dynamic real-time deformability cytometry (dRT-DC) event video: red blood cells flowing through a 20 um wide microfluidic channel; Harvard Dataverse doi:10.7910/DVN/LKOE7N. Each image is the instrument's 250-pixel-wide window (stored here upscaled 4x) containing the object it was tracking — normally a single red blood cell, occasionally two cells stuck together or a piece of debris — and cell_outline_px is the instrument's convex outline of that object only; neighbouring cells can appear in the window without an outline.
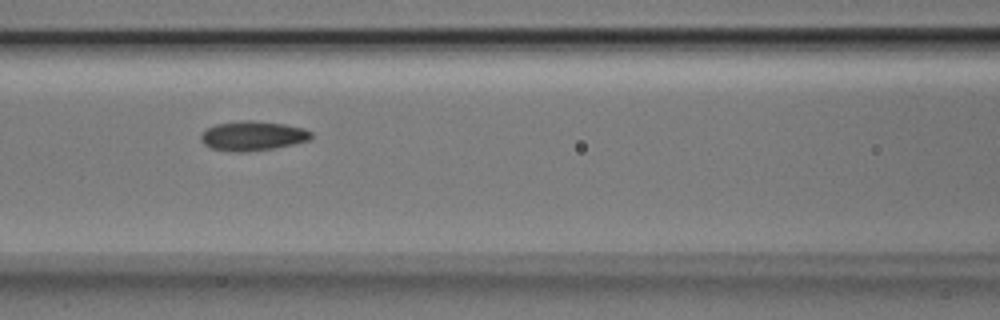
{"species": "Egyptian fruit bat (a non-hibernating species)", "species_latin": "Rousettus aegyptiacus", "temperature_condition": "room temperature", "stored_images_in_passage": 6, "camera_frame_rate_fps": 3000, "um_per_image_px": 0.085, "animal": {"sex": "male"}, "frame": {"image": 1, "passage_image": 4, "time_ms": 1.0, "image_size_px": [1000, 320], "cell_outline_px": [[312, 136], [308, 140], [292, 144], [272, 148], [248, 152], [232, 152], [212, 148], [204, 144], [200, 140], [200, 136], [208, 128], [216, 124], [244, 120], [252, 120], [284, 124], [304, 128], [312, 132]], "centroid_in_image_um": [21.47, 11.55], "position_along_channel_um": 145.1, "area_um2": 18.84}}
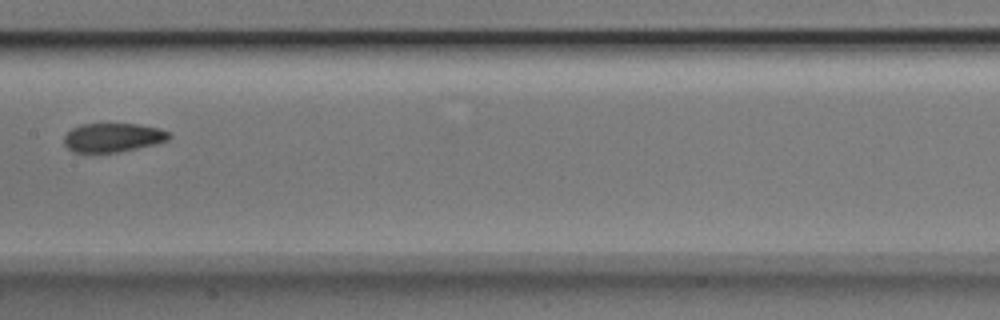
{"frame": {"image": 2, "passage_image": 5, "time_ms": 1.333, "image_size_px": [1000, 320], "cell_outline_px": [[172, 136], [168, 140], [156, 144], [120, 152], [72, 152], [64, 144], [64, 136], [72, 128], [84, 124], [136, 124], [160, 128], [168, 132]], "centroid_in_image_um": [9.61, 11.69], "position_along_channel_um": 197.8, "area_um2": 17.69}}
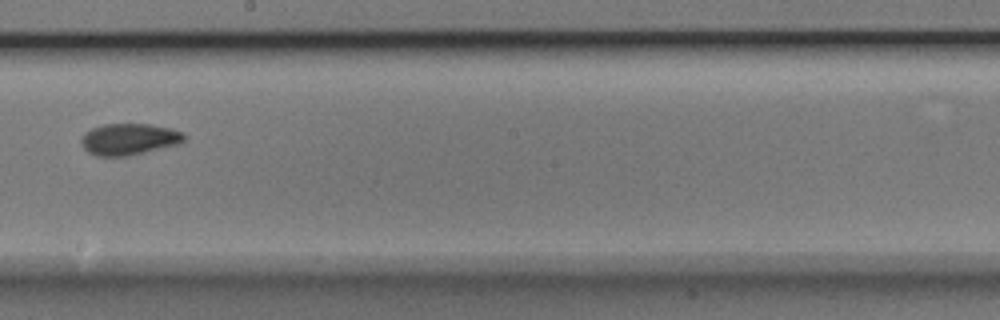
{"frame": {"image": 3, "passage_image": 6, "time_ms": 1.667, "image_size_px": [1000, 320], "cell_outline_px": [[188, 136], [180, 144], [128, 156], [96, 156], [88, 152], [80, 144], [80, 140], [84, 132], [92, 128], [104, 124], [152, 124], [172, 128], [184, 132]], "centroid_in_image_um": [11.0, 11.83], "position_along_channel_um": 237.2, "area_um2": 19.25}}